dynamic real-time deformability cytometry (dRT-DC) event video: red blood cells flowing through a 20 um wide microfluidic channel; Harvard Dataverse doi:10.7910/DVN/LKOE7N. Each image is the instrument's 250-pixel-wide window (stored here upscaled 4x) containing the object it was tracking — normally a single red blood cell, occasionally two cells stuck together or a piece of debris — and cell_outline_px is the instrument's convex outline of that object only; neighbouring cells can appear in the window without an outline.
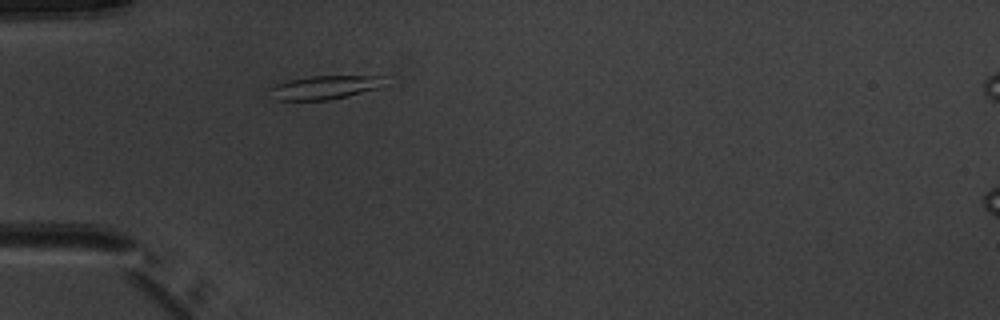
{"species": "common noctule bat (a hibernating species)", "species_latin": "Nyctalus noctula", "temperature_condition": "warm", "stored_images_in_passage": 12, "camera_frame_rate_fps": 3000, "um_per_image_px": 0.085, "animal": {"sex": "male", "body_mass_g": 20.1, "forearm_length_mm": 53.5}, "frame": {"image": 1, "passage_image": 1, "time_ms": 0.0, "image_size_px": [1000, 320], "cell_outline_px": [[384, 76], [376, 88], [348, 96], [328, 100], [272, 100], [268, 88], [276, 84], [288, 80], [312, 76]], "centroid_in_image_um": [27.45, 7.44], "position_along_channel_um": 57.6, "area_um2": 15.55}}
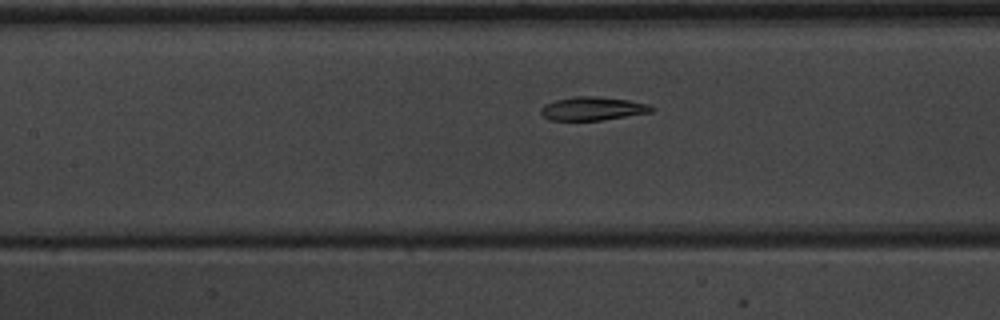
{"frame": {"image": 2, "passage_image": 9, "time_ms": 1669.333, "image_size_px": [1000, 320], "cell_outline_px": [[656, 108], [652, 112], [600, 120], [552, 120], [544, 116], [540, 112], [540, 108], [544, 104], [556, 100], [572, 96], [596, 96], [628, 100], [648, 104]], "centroid_in_image_um": [50.37, 9.22], "position_along_channel_um": 157.0, "area_um2": 15.09}}
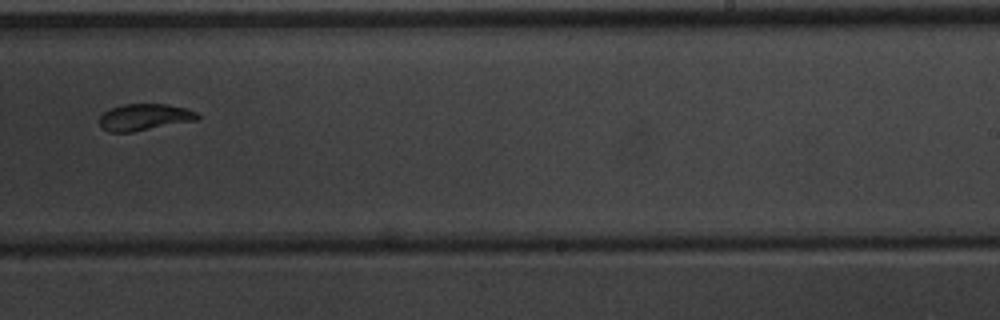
{"frame": {"image": 3, "passage_image": 12, "time_ms": 1672.333, "image_size_px": [1000, 320], "cell_outline_px": [[200, 116], [196, 120], [132, 132], [108, 132], [100, 128], [100, 116], [104, 112], [112, 108], [124, 104], [168, 104], [184, 108], [196, 112]], "centroid_in_image_um": [12.25, 9.96], "position_along_channel_um": 276.8, "area_um2": 15.09}}